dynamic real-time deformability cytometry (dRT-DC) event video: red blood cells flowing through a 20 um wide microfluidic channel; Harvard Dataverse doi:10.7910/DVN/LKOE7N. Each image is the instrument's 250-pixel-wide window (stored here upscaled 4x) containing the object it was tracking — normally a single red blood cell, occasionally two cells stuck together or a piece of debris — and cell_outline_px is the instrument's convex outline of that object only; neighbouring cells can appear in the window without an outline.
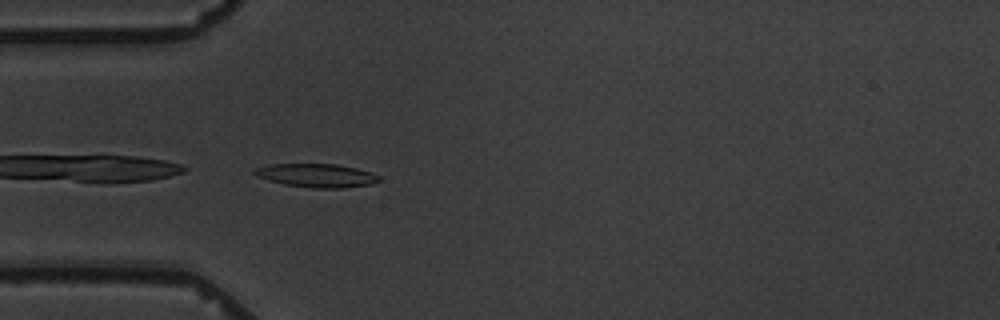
{"species": "common noctule bat (a hibernating species)", "species_latin": "Nyctalus noctula", "temperature_condition": "warm", "stored_images_in_passage": 5, "camera_frame_rate_fps": 3000, "um_per_image_px": 0.085, "animal": {"sex": "male", "body_mass_g": 19.5, "forearm_length_mm": 54.6}, "frame": {"image": 1, "passage_image": 5, "time_ms": 4.333, "image_size_px": [1000, 320], "cell_outline_px": [[380, 180], [372, 184], [344, 188], [312, 188], [284, 184], [256, 176], [252, 172], [256, 168], [268, 164], [336, 164], [356, 168], [380, 176]], "centroid_in_image_um": [26.9, 14.91], "position_along_channel_um": 58.1, "area_um2": 16.99}}